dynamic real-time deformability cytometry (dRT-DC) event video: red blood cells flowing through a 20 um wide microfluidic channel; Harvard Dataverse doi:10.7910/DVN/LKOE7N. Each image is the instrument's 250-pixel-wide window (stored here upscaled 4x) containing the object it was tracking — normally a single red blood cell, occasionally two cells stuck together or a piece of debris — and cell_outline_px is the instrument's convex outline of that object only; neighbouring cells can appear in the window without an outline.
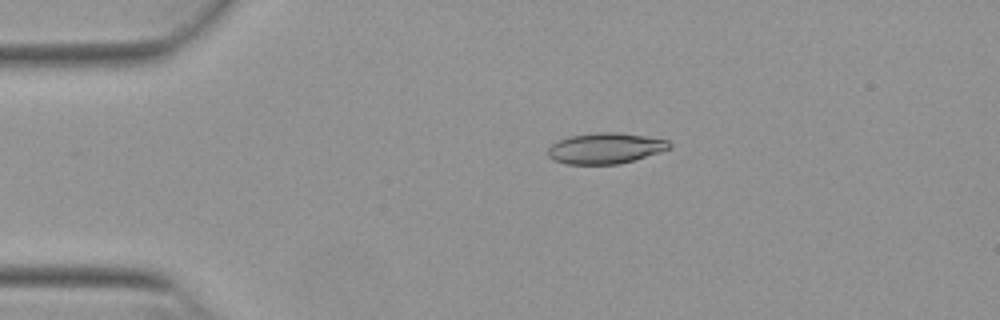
{"species": "Egyptian fruit bat (a non-hibernating species)", "species_latin": "Rousettus aegyptiacus", "temperature_condition": "warm", "stored_images_in_passage": 45, "camera_frame_rate_fps": 3000, "um_per_image_px": 0.085, "animal": {"sex": "female"}, "frame": {"image": 1, "passage_image": 3, "time_ms": 0.667, "image_size_px": [1000, 320], "cell_outline_px": [[672, 144], [668, 148], [660, 152], [620, 164], [564, 164], [552, 160], [548, 156], [548, 148], [552, 144], [568, 136], [596, 132], [616, 132], [644, 136], [668, 140]], "centroid_in_image_um": [51.42, 12.6], "position_along_channel_um": 33.6, "area_um2": 21.79}}
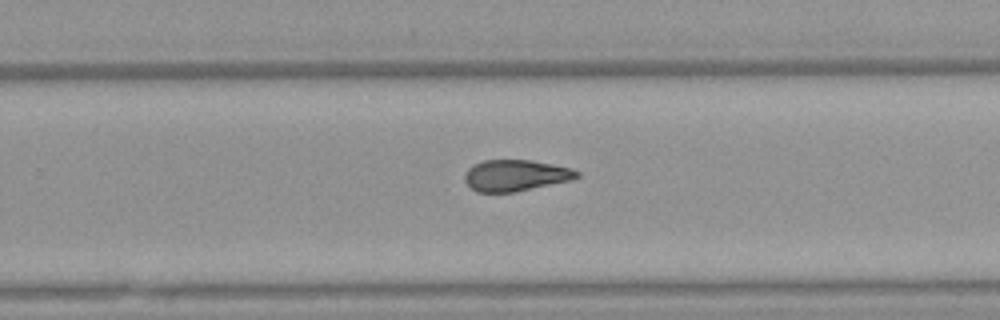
{"frame": {"image": 2, "passage_image": 26, "time_ms": 8.333, "image_size_px": [1000, 320], "cell_outline_px": [[580, 176], [572, 180], [512, 192], [476, 192], [464, 180], [464, 176], [468, 168], [472, 164], [484, 160], [532, 160], [572, 168], [580, 172]], "centroid_in_image_um": [43.83, 14.9], "position_along_channel_um": 286.0, "area_um2": 20.46}}
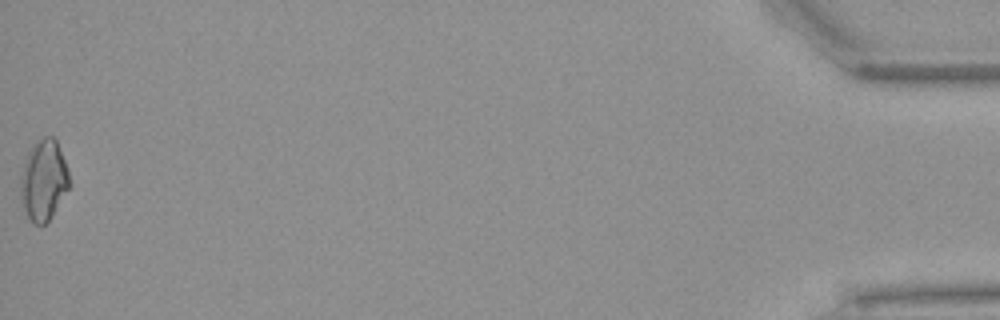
{"frame": {"image": 3, "passage_image": 45, "time_ms": 14.667, "image_size_px": [1000, 320], "cell_outline_px": [[72, 184], [52, 216], [44, 224], [32, 224], [20, 200], [20, 176], [28, 152], [32, 144], [44, 136], [52, 136], [56, 140], [68, 168]], "centroid_in_image_um": [3.72, 15.32], "position_along_channel_um": 431.5, "area_um2": 23.24}, "authors_computed_cell_mechanics": {"area_um2": 21.1548, "velocity_mm_per_s": 3.877, "shape_relaxation_time_tau1_ms": null, "shape_relaxation_time_tau2_ms": 3.6511, "deformation_change_tau1": null, "deformation_change_tau2": 0.1078}}